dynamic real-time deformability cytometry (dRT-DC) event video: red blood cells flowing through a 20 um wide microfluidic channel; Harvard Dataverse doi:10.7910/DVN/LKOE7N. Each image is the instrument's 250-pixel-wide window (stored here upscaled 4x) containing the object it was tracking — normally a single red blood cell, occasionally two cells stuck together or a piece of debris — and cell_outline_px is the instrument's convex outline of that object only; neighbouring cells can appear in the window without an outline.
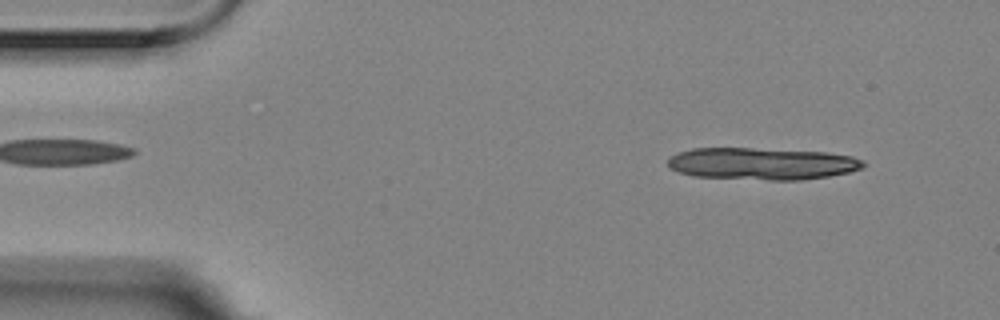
{"species": "Egyptian fruit bat (a non-hibernating species)", "species_latin": "Rousettus aegyptiacus", "temperature_condition": "room temperature", "stored_images_in_passage": 4, "camera_frame_rate_fps": 3000, "um_per_image_px": 0.085, "animal": {"sex": "female"}, "frame": {"image": 1, "passage_image": 1, "time_ms": 0.0, "image_size_px": [1000, 320], "cell_outline_px": [[868, 164], [864, 168], [848, 172], [828, 176], [800, 180], [768, 180], [692, 176], [668, 168], [668, 160], [672, 156], [680, 152], [692, 148], [752, 148], [828, 152], [852, 156], [864, 160]], "centroid_in_image_um": [64.81, 13.91], "position_along_channel_um": 20.2, "area_um2": 36.7}}